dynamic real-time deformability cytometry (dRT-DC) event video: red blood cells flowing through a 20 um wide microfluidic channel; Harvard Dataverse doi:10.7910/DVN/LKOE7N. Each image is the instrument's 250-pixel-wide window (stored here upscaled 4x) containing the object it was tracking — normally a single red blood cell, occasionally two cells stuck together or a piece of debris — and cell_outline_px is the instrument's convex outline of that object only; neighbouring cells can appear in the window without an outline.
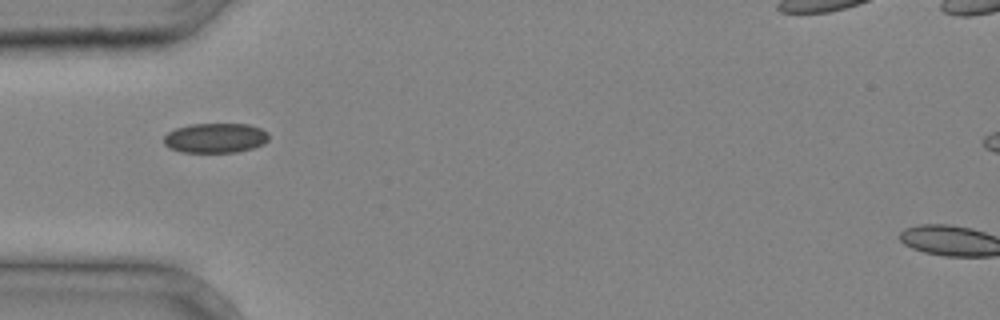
{"species": "common noctule bat (a hibernating species)", "species_latin": "Nyctalus noctula", "temperature_condition": "cold", "stored_images_in_passage": 5, "camera_frame_rate_fps": 3000, "um_per_image_px": 0.085, "animal": {"sex": "male", "body_mass_g": 20.4}, "frame": {"image": 1, "passage_image": 4, "time_ms": 1.0, "image_size_px": [1000, 320], "cell_outline_px": [[268, 140], [264, 144], [252, 148], [236, 152], [180, 152], [168, 148], [164, 144], [164, 136], [168, 132], [176, 128], [192, 124], [248, 124], [260, 128], [268, 132]], "centroid_in_image_um": [18.3, 11.73], "position_along_channel_um": 66.7, "area_um2": 18.26}}